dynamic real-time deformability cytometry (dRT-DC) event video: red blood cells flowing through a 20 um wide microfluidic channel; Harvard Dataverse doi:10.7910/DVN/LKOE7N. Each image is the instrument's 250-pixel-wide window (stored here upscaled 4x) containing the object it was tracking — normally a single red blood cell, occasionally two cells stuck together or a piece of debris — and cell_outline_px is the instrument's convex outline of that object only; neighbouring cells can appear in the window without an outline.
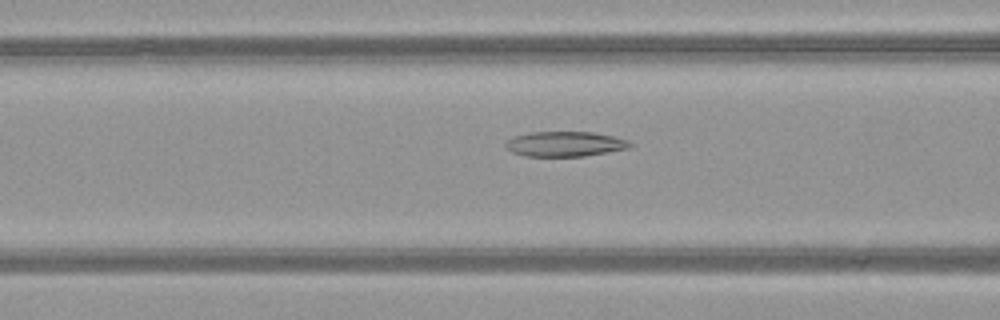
{"species": "common noctule bat (a hibernating species)", "species_latin": "Nyctalus noctula", "temperature_condition": "warm", "stored_images_in_passage": 47, "camera_frame_rate_fps": 3000, "um_per_image_px": 0.085, "animal": {"sex": "female", "body_mass_g": 21.9}, "frame": {"image": 1, "passage_image": 17, "time_ms": 5.333, "image_size_px": [1000, 320], "cell_outline_px": [[632, 144], [628, 148], [608, 152], [584, 156], [524, 156], [512, 152], [504, 148], [504, 144], [508, 140], [516, 136], [532, 132], [592, 132], [612, 136], [628, 140]], "centroid_in_image_um": [47.99, 12.24], "position_along_channel_um": 118.6, "area_um2": 18.03}}
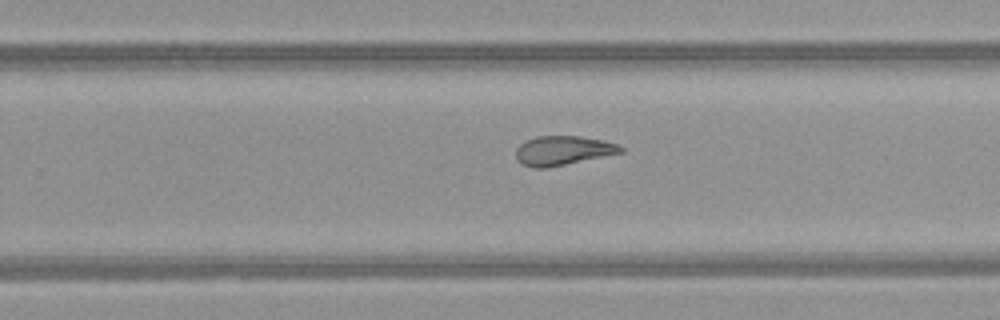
{"frame": {"image": 2, "passage_image": 29, "time_ms": 9.333, "image_size_px": [1000, 320], "cell_outline_px": [[624, 152], [548, 168], [532, 168], [516, 160], [516, 148], [524, 140], [536, 136], [580, 136], [604, 140], [616, 144], [624, 148]], "centroid_in_image_um": [47.83, 12.79], "position_along_channel_um": 282.0, "area_um2": 18.03}}
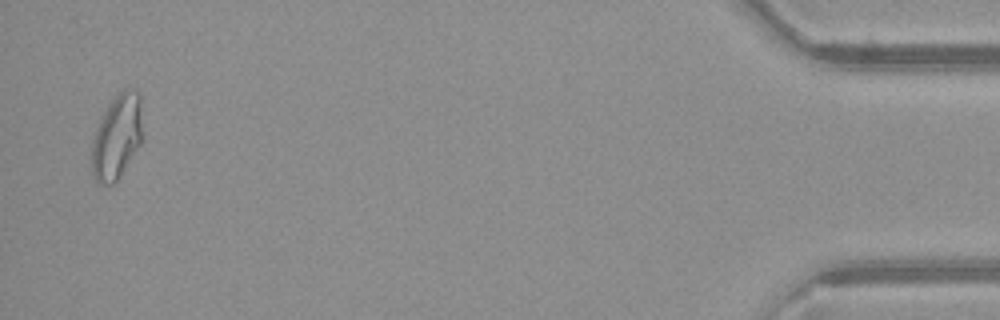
{"frame": {"image": 3, "passage_image": 46, "time_ms": 15.0, "image_size_px": [1000, 320], "cell_outline_px": [[140, 144], [120, 176], [112, 184], [96, 184], [92, 176], [92, 140], [100, 116], [108, 104], [124, 88], [136, 88], [140, 96]], "centroid_in_image_um": [9.89, 11.63], "position_along_channel_um": 425.3, "area_um2": 24.85}, "authors_computed_cell_mechanics": {"area_um2": 20.3456, "velocity_mm_per_s": 4.0822, "shape_relaxation_time_tau1_ms": null, "shape_relaxation_time_tau2_ms": 1.679, "deformation_change_tau1": null, "deformation_change_tau2": 0.0896}}